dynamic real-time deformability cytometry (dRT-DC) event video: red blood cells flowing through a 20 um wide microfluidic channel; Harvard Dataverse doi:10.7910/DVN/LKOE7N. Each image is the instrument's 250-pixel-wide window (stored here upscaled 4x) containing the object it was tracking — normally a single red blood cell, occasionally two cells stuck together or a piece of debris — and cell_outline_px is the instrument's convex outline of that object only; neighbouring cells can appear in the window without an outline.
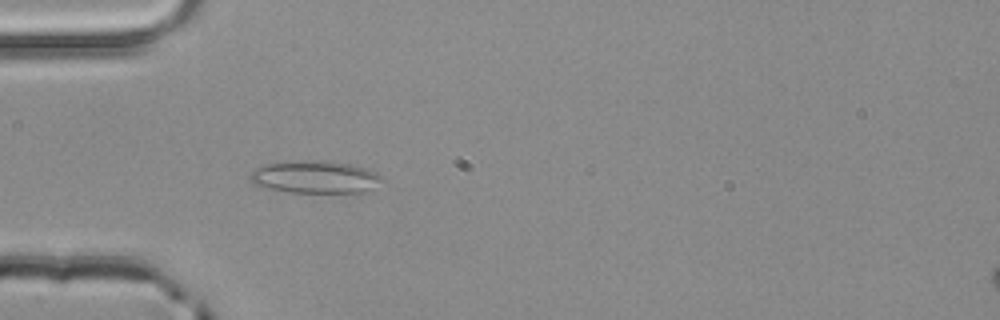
{"species": "common noctule bat (a hibernating species)", "species_latin": "Nyctalus noctula", "temperature_condition": "room temperature", "stored_images_in_passage": 2, "camera_frame_rate_fps": 3000, "um_per_image_px": 0.085, "animal": {"sex": "male", "body_mass_g": 20.4}, "frame": {"image": 1, "passage_image": 2, "time_ms": 0.333, "image_size_px": [1000, 320], "cell_outline_px": [[388, 180], [364, 192], [288, 192], [268, 188], [256, 184], [248, 176], [256, 168], [264, 164], [320, 160], [352, 164], [368, 168], [384, 176]], "centroid_in_image_um": [26.9, 15.05], "position_along_channel_um": 58.1, "area_um2": 24.91}}